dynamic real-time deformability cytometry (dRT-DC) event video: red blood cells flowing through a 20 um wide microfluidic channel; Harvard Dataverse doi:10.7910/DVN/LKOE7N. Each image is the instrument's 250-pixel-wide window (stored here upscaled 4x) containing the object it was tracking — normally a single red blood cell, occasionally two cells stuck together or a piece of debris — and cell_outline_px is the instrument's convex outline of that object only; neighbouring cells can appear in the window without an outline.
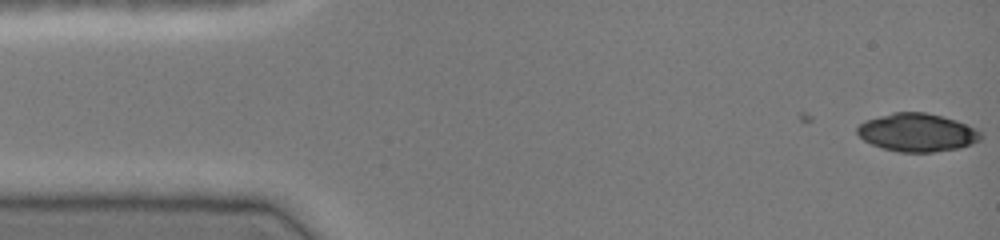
{"species": "common noctule bat (a hibernating species)", "species_latin": "Nyctalus noctula", "temperature_condition": "cold", "stored_images_in_passage": 5, "camera_frame_rate_fps": 3000, "um_per_image_px": 0.085, "animal": {"sex": "female", "body_mass_g": 19.0, "forearm_length_mm": 51.5}, "frame": {"image": 1, "passage_image": 5, "time_ms": 1.333, "image_size_px": [1000, 240], "cell_outline_px": [[984, 136], [980, 140], [972, 144], [960, 148], [932, 152], [900, 152], [884, 148], [872, 144], [864, 140], [856, 132], [856, 128], [864, 120], [892, 112], [924, 112], [956, 120], [976, 128]], "centroid_in_image_um": [77.97, 11.26], "position_along_channel_um": 7.0, "area_um2": 27.51}}